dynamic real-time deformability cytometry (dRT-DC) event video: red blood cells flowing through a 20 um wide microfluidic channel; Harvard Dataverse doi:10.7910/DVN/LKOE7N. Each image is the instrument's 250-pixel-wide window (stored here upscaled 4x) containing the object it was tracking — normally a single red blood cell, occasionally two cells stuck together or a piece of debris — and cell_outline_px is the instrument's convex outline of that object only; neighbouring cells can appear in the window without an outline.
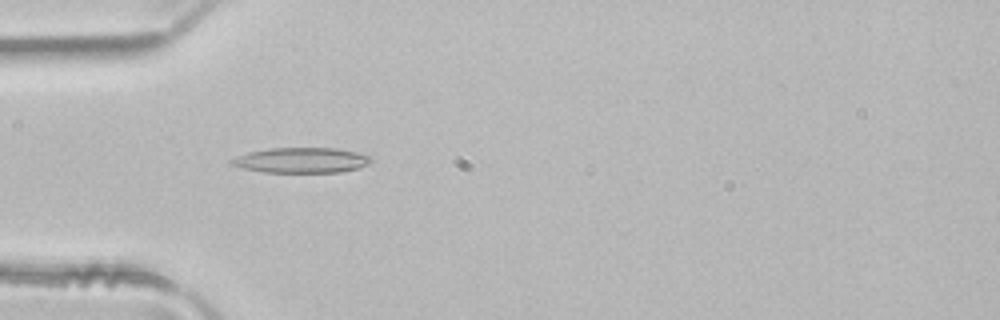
{"species": "common noctule bat (a hibernating species)", "species_latin": "Nyctalus noctula", "temperature_condition": "room temperature", "stored_images_in_passage": 3, "camera_frame_rate_fps": 3000, "um_per_image_px": 0.085, "animal": {"sex": "male", "body_mass_g": 21.5, "forearm_length_mm": 52.0}, "frame": {"image": 1, "passage_image": 3, "time_ms": 0.667, "image_size_px": [1000, 320], "cell_outline_px": [[372, 160], [368, 164], [360, 168], [340, 172], [264, 172], [244, 168], [232, 164], [228, 160], [248, 152], [272, 148], [336, 148], [356, 152], [372, 156]], "centroid_in_image_um": [25.66, 13.62], "position_along_channel_um": 59.3, "area_um2": 20.46}}